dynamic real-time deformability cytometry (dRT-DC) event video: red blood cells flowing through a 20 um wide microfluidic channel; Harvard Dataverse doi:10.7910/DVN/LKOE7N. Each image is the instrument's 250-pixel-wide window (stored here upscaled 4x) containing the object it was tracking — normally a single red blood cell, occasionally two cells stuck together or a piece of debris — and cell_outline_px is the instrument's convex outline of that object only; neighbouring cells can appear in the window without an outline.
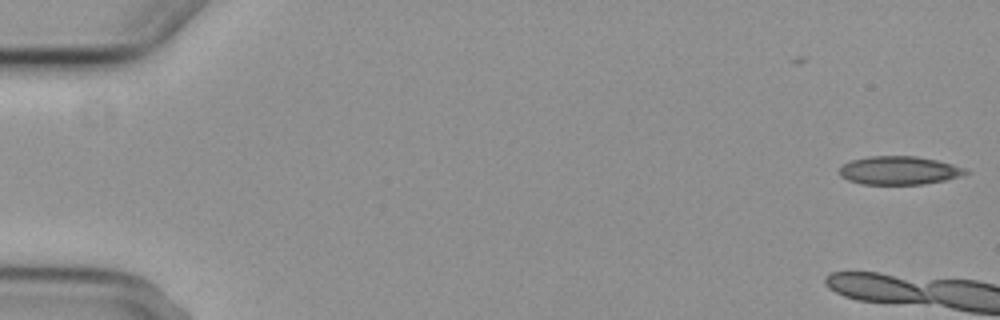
{"species": "common noctule bat (a hibernating species)", "species_latin": "Nyctalus noctula", "temperature_condition": "cold", "stored_images_in_passage": 2, "camera_frame_rate_fps": 3000, "um_per_image_px": 0.085, "animal": {"sex": "female", "body_mass_g": 29.2, "forearm_length_mm": 56.3}, "frame": {"image": 1, "passage_image": 2, "time_ms": 1.333, "image_size_px": [1000, 320], "cell_outline_px": [[968, 172], [944, 180], [920, 184], [860, 184], [848, 180], [840, 176], [840, 168], [844, 164], [852, 160], [868, 156], [916, 156], [936, 160], [952, 164], [964, 168]], "centroid_in_image_um": [76.36, 14.48], "position_along_channel_um": 8.6, "area_um2": 20.52}}